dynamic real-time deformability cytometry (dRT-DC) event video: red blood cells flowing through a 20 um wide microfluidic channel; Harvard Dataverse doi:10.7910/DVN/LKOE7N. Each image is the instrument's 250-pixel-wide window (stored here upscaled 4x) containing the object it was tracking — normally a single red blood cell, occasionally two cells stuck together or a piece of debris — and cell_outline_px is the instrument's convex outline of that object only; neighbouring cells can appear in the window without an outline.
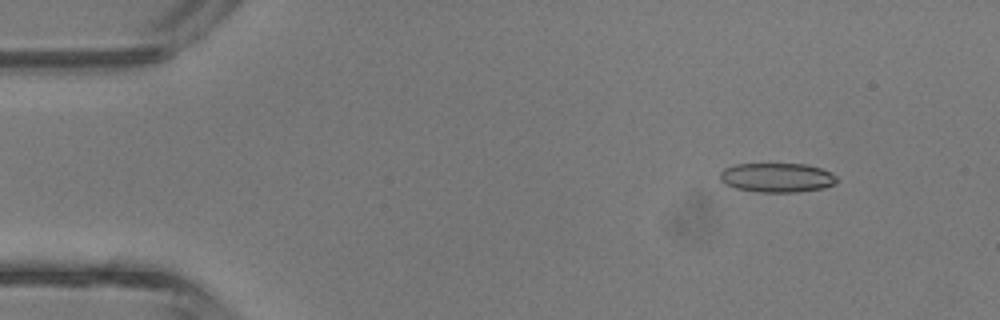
{"species": "common noctule bat (a hibernating species)", "species_latin": "Nyctalus noctula", "temperature_condition": "room temperature", "stored_images_in_passage": 41, "camera_frame_rate_fps": 3000, "um_per_image_px": 0.085, "animal": {"sex": "male", "body_mass_g": 13.3}, "frame": {"image": 1, "passage_image": 5, "time_ms": 1.333, "image_size_px": [1000, 320], "cell_outline_px": [[840, 180], [836, 184], [824, 188], [796, 192], [756, 192], [736, 188], [724, 184], [720, 180], [720, 172], [724, 168], [736, 164], [808, 164], [820, 168], [836, 176]], "centroid_in_image_um": [66.05, 15.1], "position_along_channel_um": 19.0, "area_um2": 20.11}}
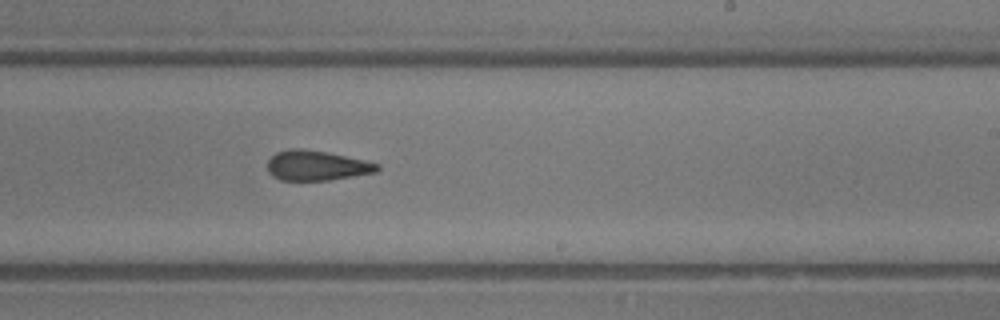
{"frame": {"image": 2, "passage_image": 25, "time_ms": 8.0, "image_size_px": [1000, 320], "cell_outline_px": [[380, 168], [376, 172], [328, 180], [280, 180], [272, 176], [268, 172], [268, 160], [276, 152], [288, 148], [300, 148], [328, 152], [364, 160], [380, 164]], "centroid_in_image_um": [26.89, 14.06], "position_along_channel_um": 262.1, "area_um2": 19.19}}
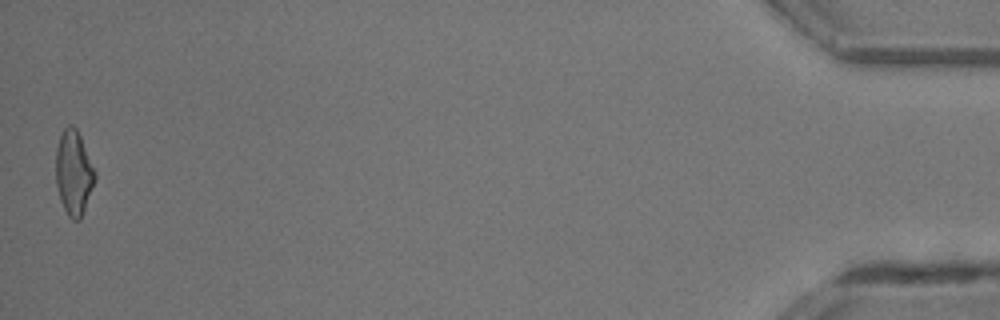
{"frame": {"image": 3, "passage_image": 41, "time_ms": 13.333, "image_size_px": [1000, 320], "cell_outline_px": [[96, 176], [80, 220], [72, 220], [68, 216], [60, 200], [56, 184], [56, 148], [60, 136], [64, 128], [68, 124], [72, 124], [76, 128], [80, 136], [96, 172]], "centroid_in_image_um": [6.25, 14.67], "position_along_channel_um": 429.0, "area_um2": 19.07}}